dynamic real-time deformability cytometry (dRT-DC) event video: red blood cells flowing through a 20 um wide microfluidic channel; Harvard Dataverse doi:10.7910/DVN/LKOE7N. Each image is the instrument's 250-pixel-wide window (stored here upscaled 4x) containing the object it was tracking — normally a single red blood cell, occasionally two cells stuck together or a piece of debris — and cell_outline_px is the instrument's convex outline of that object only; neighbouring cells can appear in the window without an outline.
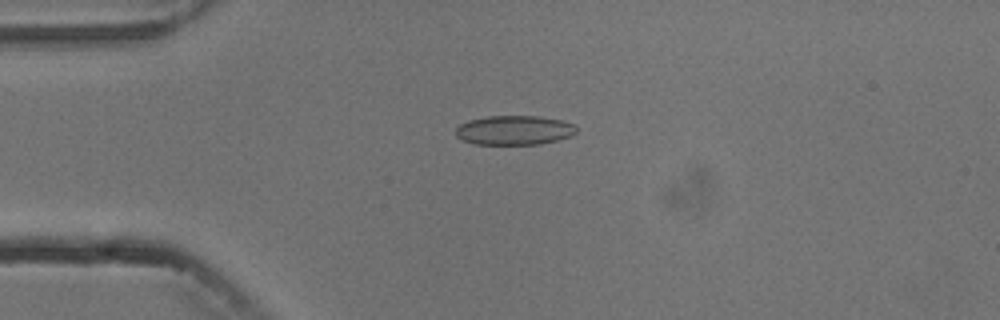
{"species": "common noctule bat (a hibernating species)", "species_latin": "Nyctalus noctula", "temperature_condition": "cold", "stored_images_in_passage": 6, "camera_frame_rate_fps": 3000, "um_per_image_px": 0.085, "animal": {"sex": "male", "body_mass_g": 13.3}, "frame": {"image": 1, "passage_image": 6, "time_ms": 6.667, "image_size_px": [1000, 320], "cell_outline_px": [[576, 132], [572, 136], [540, 144], [476, 144], [464, 140], [456, 136], [456, 128], [460, 124], [468, 120], [488, 116], [540, 116], [560, 120], [572, 124], [576, 128]], "centroid_in_image_um": [43.7, 11.06], "position_along_channel_um": 41.3, "area_um2": 20.52}}